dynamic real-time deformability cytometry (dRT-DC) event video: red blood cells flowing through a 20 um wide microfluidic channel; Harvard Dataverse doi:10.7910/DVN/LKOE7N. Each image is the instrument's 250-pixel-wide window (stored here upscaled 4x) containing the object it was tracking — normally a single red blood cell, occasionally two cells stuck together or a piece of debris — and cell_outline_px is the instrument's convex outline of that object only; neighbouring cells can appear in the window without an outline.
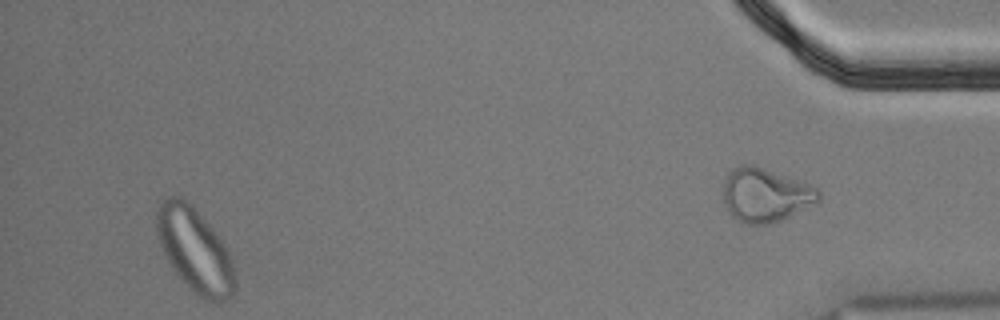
{"species": "Egyptian fruit bat (a non-hibernating species)", "species_latin": "Rousettus aegyptiacus", "temperature_condition": "cold", "stored_images_in_passage": 57, "segment_of_instrument_passage": [2, 2], "camera_frame_rate_fps": 3000, "um_per_image_px": 0.085, "animal": {"sex": "male"}, "frame": {"image": 1, "passage_image": 53, "time_ms": 17.333, "image_size_px": [1000, 320], "cell_outline_px": [[232, 292], [228, 300], [204, 300], [172, 268], [160, 244], [156, 232], [156, 212], [160, 200], [168, 196], [180, 196], [192, 204], [212, 228], [224, 244], [232, 260]], "centroid_in_image_um": [16.5, 21.16], "position_along_channel_um": 418.7, "area_um2": 37.34}}